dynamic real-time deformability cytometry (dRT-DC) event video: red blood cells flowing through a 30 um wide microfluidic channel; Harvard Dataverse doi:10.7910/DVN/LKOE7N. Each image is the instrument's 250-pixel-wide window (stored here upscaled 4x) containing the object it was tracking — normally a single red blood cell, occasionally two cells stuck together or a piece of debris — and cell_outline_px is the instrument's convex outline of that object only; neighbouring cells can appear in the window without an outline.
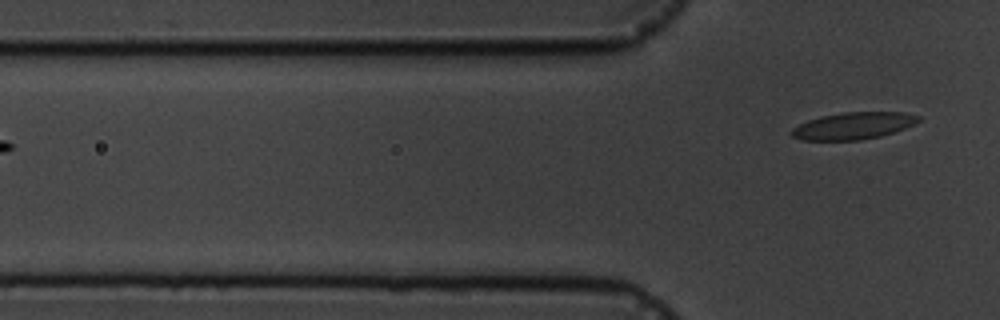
{"species": "common noctule bat (a hibernating species)", "species_latin": "Nyctalus noctula", "temperature_condition": "cold", "stored_images_in_passage": 4, "camera_frame_rate_fps": 3000, "um_per_image_px": 0.085, "animal": {"sex": "male", "body_mass_g": 19.5, "forearm_length_mm": 54.6}, "frame": {"image": 1, "passage_image": 4, "time_ms": 3.667, "image_size_px": [1000, 320], "cell_outline_px": [[920, 120], [904, 128], [880, 136], [860, 140], [804, 140], [792, 136], [792, 128], [808, 120], [820, 116], [844, 112], [904, 112], [920, 116]], "centroid_in_image_um": [72.52, 10.68], "position_along_channel_um": 53.3, "area_um2": 19.71}}